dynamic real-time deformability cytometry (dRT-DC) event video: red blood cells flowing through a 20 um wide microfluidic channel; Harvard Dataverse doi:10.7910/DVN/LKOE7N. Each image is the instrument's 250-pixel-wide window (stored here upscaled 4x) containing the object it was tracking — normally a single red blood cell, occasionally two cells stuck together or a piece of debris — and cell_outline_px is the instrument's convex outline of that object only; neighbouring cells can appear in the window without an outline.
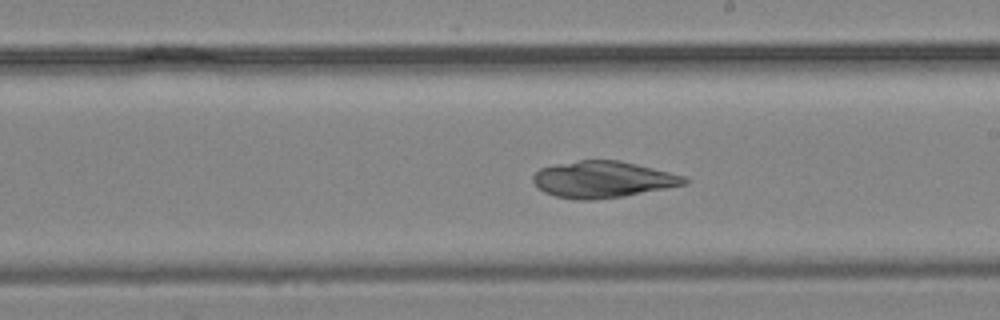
{"species": "common noctule bat (a hibernating species)", "species_latin": "Nyctalus noctula", "temperature_condition": "cold", "stored_images_in_passage": 30, "segment_of_instrument_passage": [2, 2], "camera_frame_rate_fps": 3000, "um_per_image_px": 0.085, "animal": {"sex": "male", "body_mass_g": 19.2, "forearm_length_mm": 51.8}, "frame": {"image": 1, "passage_image": 18, "time_ms": 5.667, "image_size_px": [1000, 320], "cell_outline_px": [[692, 180], [688, 184], [624, 196], [592, 200], [576, 200], [556, 196], [544, 192], [532, 180], [532, 176], [540, 168], [552, 164], [580, 160], [620, 160], [684, 176]], "centroid_in_image_um": [51.24, 15.25], "position_along_channel_um": 237.8, "area_um2": 32.25}}
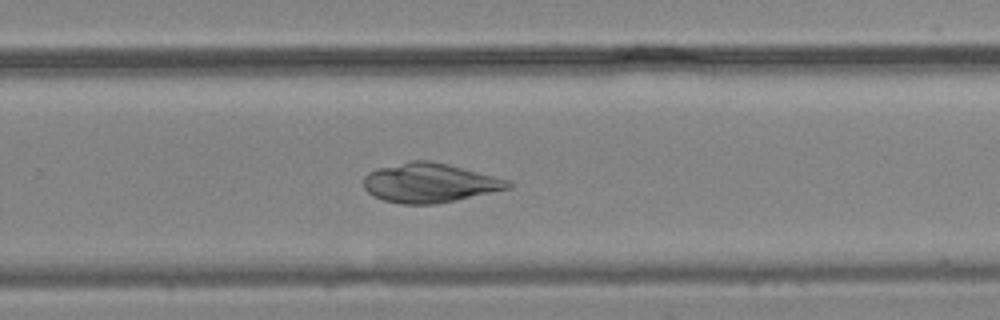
{"frame": {"image": 2, "passage_image": 22, "time_ms": 7.0, "image_size_px": [1000, 320], "cell_outline_px": [[512, 188], [456, 200], [436, 204], [400, 204], [384, 200], [372, 196], [364, 188], [364, 176], [368, 172], [376, 168], [412, 160], [428, 160], [448, 164], [512, 180]], "centroid_in_image_um": [36.53, 15.54], "position_along_channel_um": 293.3, "area_um2": 33.41}}